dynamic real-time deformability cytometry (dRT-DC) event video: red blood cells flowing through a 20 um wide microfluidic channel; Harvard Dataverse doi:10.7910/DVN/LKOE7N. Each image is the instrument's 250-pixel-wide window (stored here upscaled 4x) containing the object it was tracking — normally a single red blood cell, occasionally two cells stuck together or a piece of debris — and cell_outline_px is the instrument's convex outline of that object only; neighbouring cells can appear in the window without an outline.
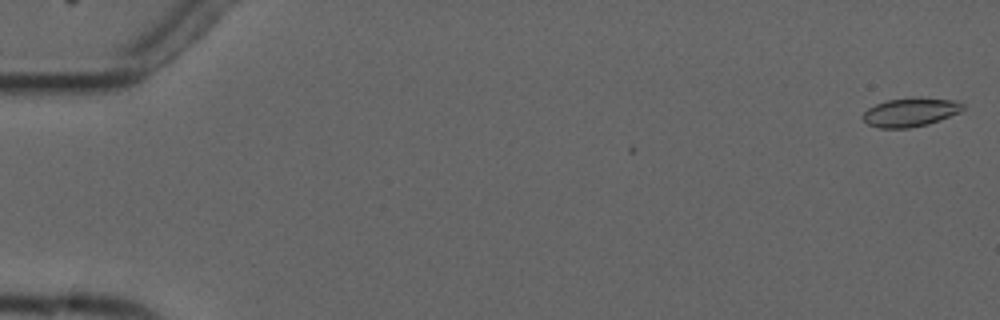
{"species": "common noctule bat (a hibernating species)", "species_latin": "Nyctalus noctula", "temperature_condition": "cold", "stored_images_in_passage": 3, "camera_frame_rate_fps": 3000, "um_per_image_px": 0.085, "animal": {"sex": "male", "forearm_length_mm": 52.5}, "frame": {"image": 1, "passage_image": 1, "time_ms": 0.0, "image_size_px": [1000, 320], "cell_outline_px": [[964, 108], [960, 112], [928, 124], [908, 128], [880, 128], [868, 124], [860, 116], [868, 108], [876, 104], [888, 100], [912, 96], [920, 96], [952, 100], [964, 104]], "centroid_in_image_um": [77.37, 9.51], "position_along_channel_um": 7.6, "area_um2": 16.94}}